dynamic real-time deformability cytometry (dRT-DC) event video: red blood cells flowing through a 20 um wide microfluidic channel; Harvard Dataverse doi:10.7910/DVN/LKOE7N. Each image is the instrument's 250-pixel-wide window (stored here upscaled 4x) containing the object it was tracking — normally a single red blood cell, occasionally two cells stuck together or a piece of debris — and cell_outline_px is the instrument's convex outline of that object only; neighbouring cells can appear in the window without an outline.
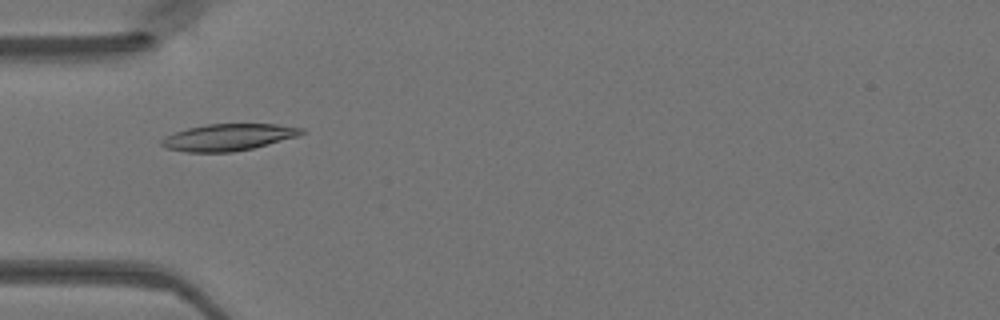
{"species": "Egyptian fruit bat (a non-hibernating species)", "species_latin": "Rousettus aegyptiacus", "temperature_condition": "warm", "stored_images_in_passage": 37, "camera_frame_rate_fps": 3000, "um_per_image_px": 0.085, "animal": {"sex": "female"}, "frame": {"image": 1, "passage_image": 7, "time_ms": 2.0, "image_size_px": [1000, 320], "cell_outline_px": [[308, 132], [296, 136], [252, 148], [232, 152], [188, 152], [164, 148], [160, 144], [160, 140], [164, 136], [188, 128], [208, 124], [276, 124], [304, 128]], "centroid_in_image_um": [19.38, 11.66], "position_along_channel_um": 65.6, "area_um2": 21.73}}
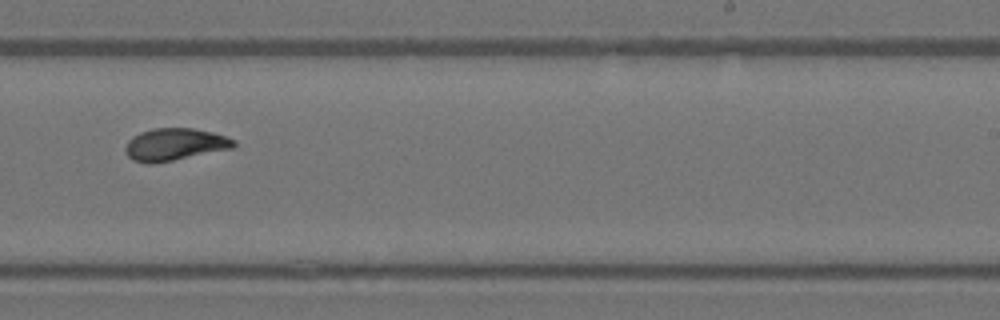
{"frame": {"image": 2, "passage_image": 22, "time_ms": 7.0, "image_size_px": [1000, 320], "cell_outline_px": [[236, 144], [232, 148], [152, 164], [148, 164], [132, 160], [128, 156], [124, 148], [128, 140], [132, 136], [140, 132], [152, 128], [192, 128], [212, 132], [236, 140]], "centroid_in_image_um": [14.81, 12.27], "position_along_channel_um": 274.2, "area_um2": 20.29}}
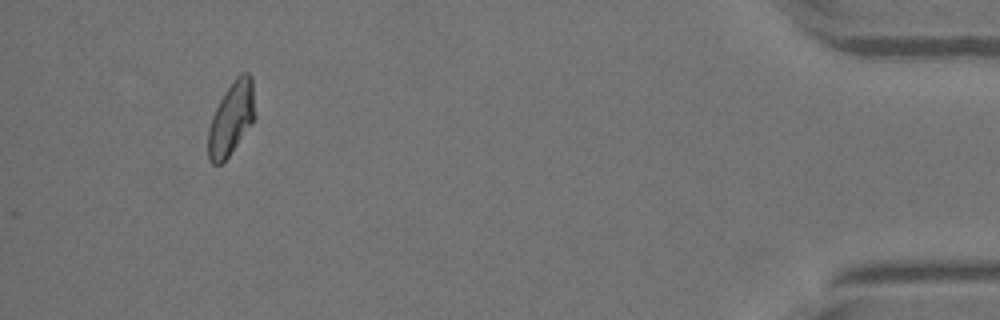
{"frame": {"image": 3, "passage_image": 37, "time_ms": 12.0, "image_size_px": [1000, 320], "cell_outline_px": [[252, 124], [228, 156], [220, 164], [212, 164], [208, 160], [208, 128], [212, 116], [224, 92], [236, 76], [240, 72], [248, 72], [252, 76]], "centroid_in_image_um": [19.61, 10.08], "position_along_channel_um": 415.6, "area_um2": 19.42}}